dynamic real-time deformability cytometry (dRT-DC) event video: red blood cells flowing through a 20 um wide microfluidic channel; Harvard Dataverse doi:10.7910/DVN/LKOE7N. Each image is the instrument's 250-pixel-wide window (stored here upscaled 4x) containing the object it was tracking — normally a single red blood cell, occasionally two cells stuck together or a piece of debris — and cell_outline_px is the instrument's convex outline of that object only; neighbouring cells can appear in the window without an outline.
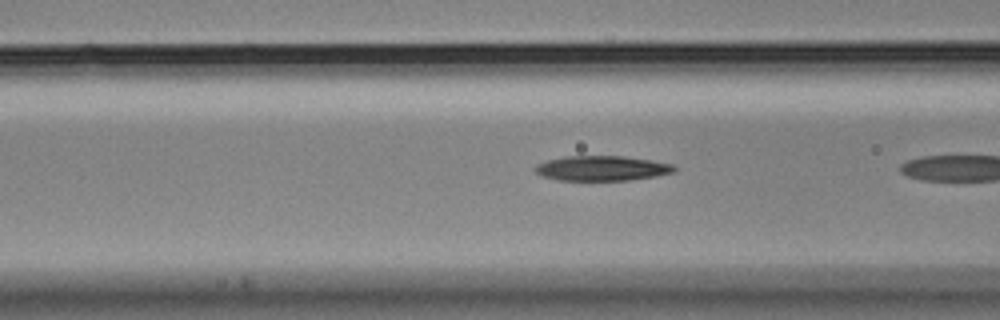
{"species": "Egyptian fruit bat (a non-hibernating species)", "species_latin": "Rousettus aegyptiacus", "temperature_condition": "cold", "stored_images_in_passage": 6, "camera_frame_rate_fps": 3000, "um_per_image_px": 0.085, "animal": {"sex": "male"}, "frame": {"image": 1, "passage_image": 5, "time_ms": 1.333, "image_size_px": [1000, 320], "cell_outline_px": [[676, 172], [656, 176], [632, 180], [556, 180], [544, 176], [536, 172], [536, 168], [540, 164], [548, 160], [564, 156], [624, 156], [652, 160], [672, 164], [676, 168]], "centroid_in_image_um": [51.24, 14.3], "position_along_channel_um": 115.4, "area_um2": 20.11}}